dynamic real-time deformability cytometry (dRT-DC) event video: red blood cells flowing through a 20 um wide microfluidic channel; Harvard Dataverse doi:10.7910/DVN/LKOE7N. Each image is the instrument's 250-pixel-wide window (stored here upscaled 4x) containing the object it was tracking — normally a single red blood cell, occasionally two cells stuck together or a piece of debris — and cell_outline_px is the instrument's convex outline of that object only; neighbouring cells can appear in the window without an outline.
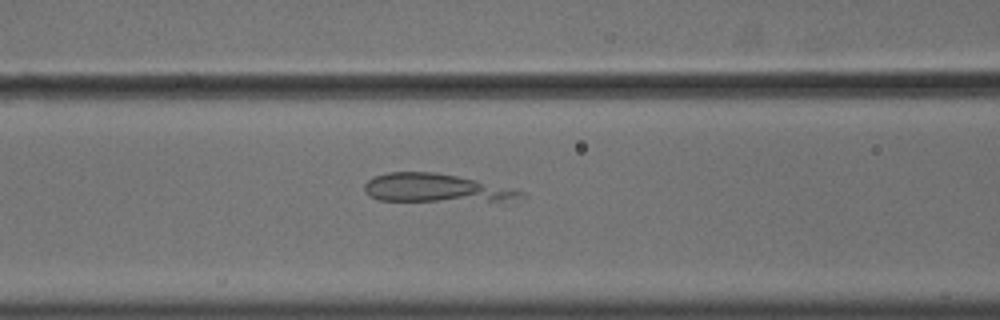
{"species": "common noctule bat (a hibernating species)", "species_latin": "Nyctalus noctula", "temperature_condition": "cold", "stored_images_in_passage": 51, "camera_frame_rate_fps": 3000, "um_per_image_px": 0.085, "animal": {"sex": "male", "body_mass_g": 18.8}, "frame": {"image": 1, "passage_image": 19, "time_ms": 6.0, "image_size_px": [1000, 320], "cell_outline_px": [[528, 196], [500, 200], [380, 200], [364, 192], [364, 184], [372, 176], [388, 172], [436, 172], [456, 176], [512, 188], [524, 192]], "centroid_in_image_um": [36.95, 15.96], "position_along_channel_um": 129.6, "area_um2": 25.09}}
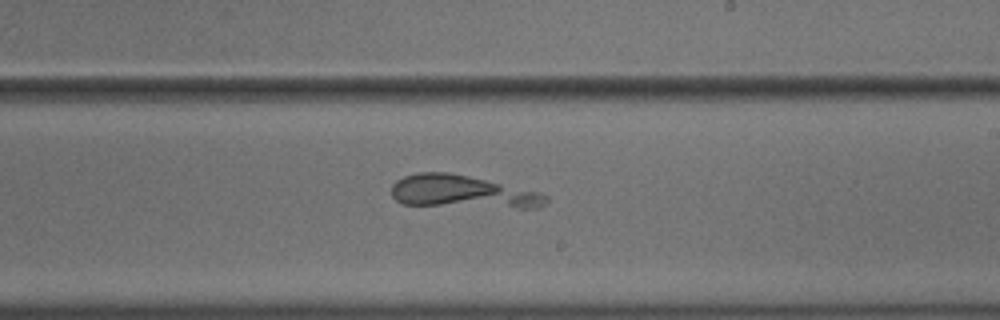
{"frame": {"image": 2, "passage_image": 29, "time_ms": 9.333, "image_size_px": [1000, 320], "cell_outline_px": [[548, 200], [540, 208], [520, 208], [400, 204], [392, 196], [392, 184], [396, 180], [404, 176], [416, 172], [448, 172], [468, 176], [540, 192], [548, 196]], "centroid_in_image_um": [39.29, 16.31], "position_along_channel_um": 249.7, "area_um2": 29.54}}
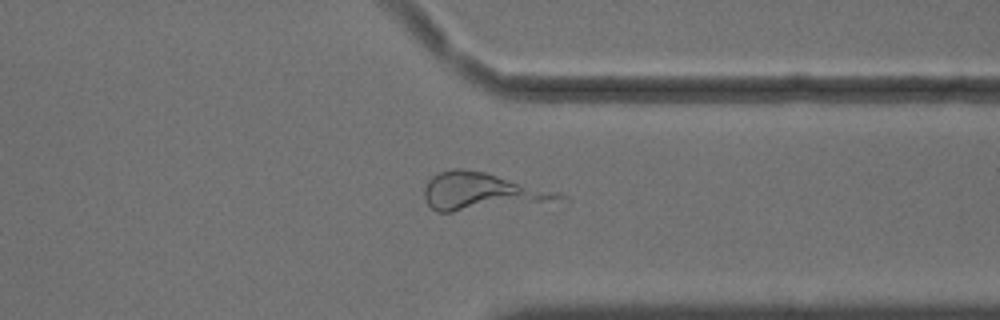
{"frame": {"image": 3, "passage_image": 39, "time_ms": 12.667, "image_size_px": [1000, 320], "cell_outline_px": [[572, 200], [452, 212], [436, 212], [428, 204], [424, 196], [424, 188], [428, 180], [432, 176], [440, 172], [456, 168], [464, 168], [484, 172], [556, 192], [568, 196]], "centroid_in_image_um": [40.95, 16.3], "position_along_channel_um": 370.4, "area_um2": 29.25}}